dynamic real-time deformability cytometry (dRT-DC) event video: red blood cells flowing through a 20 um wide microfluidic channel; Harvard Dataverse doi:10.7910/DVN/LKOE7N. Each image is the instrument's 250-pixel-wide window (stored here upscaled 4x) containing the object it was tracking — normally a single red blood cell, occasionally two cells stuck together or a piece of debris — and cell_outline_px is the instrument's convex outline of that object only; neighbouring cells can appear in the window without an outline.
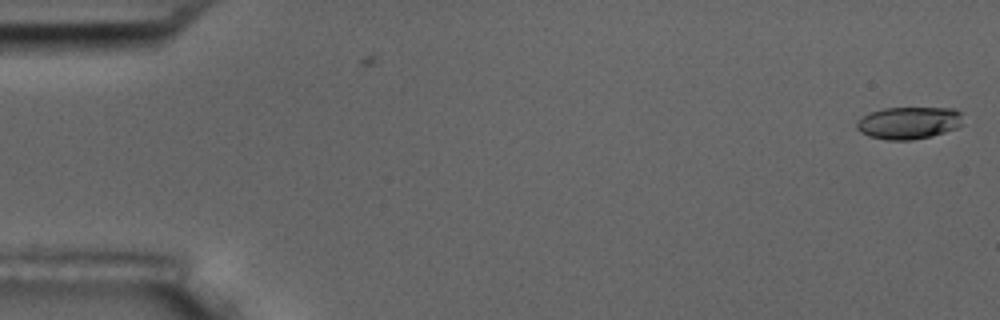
{"species": "common noctule bat (a hibernating species)", "species_latin": "Nyctalus noctula", "temperature_condition": "room temperature", "stored_images_in_passage": 56, "camera_frame_rate_fps": 3000, "um_per_image_px": 0.085, "animal": {"sex": "male", "body_mass_g": 17.5, "forearm_length_mm": 52.3}, "frame": {"image": 1, "passage_image": 1, "time_ms": 0.0, "image_size_px": [1000, 320], "cell_outline_px": [[964, 124], [956, 128], [932, 136], [912, 140], [888, 140], [868, 136], [860, 132], [856, 128], [856, 124], [864, 116], [872, 112], [884, 108], [956, 108], [960, 112]], "centroid_in_image_um": [77.28, 10.45], "position_along_channel_um": 7.7, "area_um2": 20.0}}
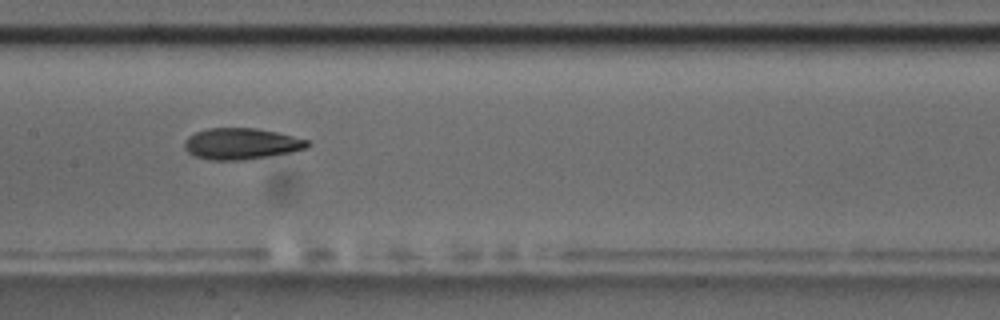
{"frame": {"image": 2, "passage_image": 28, "time_ms": 9.0, "image_size_px": [1000, 320], "cell_outline_px": [[312, 144], [304, 148], [292, 152], [268, 156], [240, 160], [208, 160], [196, 156], [188, 152], [184, 148], [184, 140], [188, 136], [196, 132], [208, 128], [256, 128], [276, 132], [308, 140]], "centroid_in_image_um": [20.48, 12.21], "position_along_channel_um": 186.9, "area_um2": 22.31}}
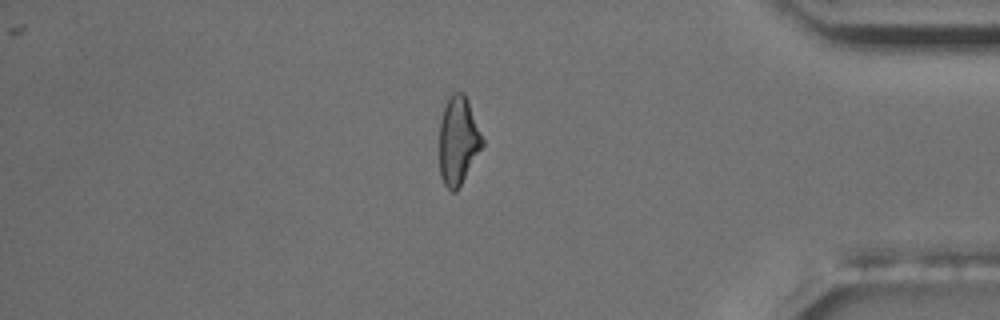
{"frame": {"image": 3, "passage_image": 48, "time_ms": 15.667, "image_size_px": [1000, 320], "cell_outline_px": [[484, 144], [456, 192], [452, 192], [444, 184], [440, 176], [440, 120], [444, 96], [452, 92], [464, 92], [468, 100], [484, 140]], "centroid_in_image_um": [38.92, 11.87], "position_along_channel_um": 396.3, "area_um2": 22.43}, "authors_computed_cell_mechanics": {"area_um2": 21.964, "velocity_mm_per_s": 3.6016, "shape_relaxation_time_tau1_ms": 3.6364, "shape_relaxation_time_tau2_ms": 3.6879, "deformation_change_tau1": 0.1615, "deformation_change_tau2": 0.1233}}